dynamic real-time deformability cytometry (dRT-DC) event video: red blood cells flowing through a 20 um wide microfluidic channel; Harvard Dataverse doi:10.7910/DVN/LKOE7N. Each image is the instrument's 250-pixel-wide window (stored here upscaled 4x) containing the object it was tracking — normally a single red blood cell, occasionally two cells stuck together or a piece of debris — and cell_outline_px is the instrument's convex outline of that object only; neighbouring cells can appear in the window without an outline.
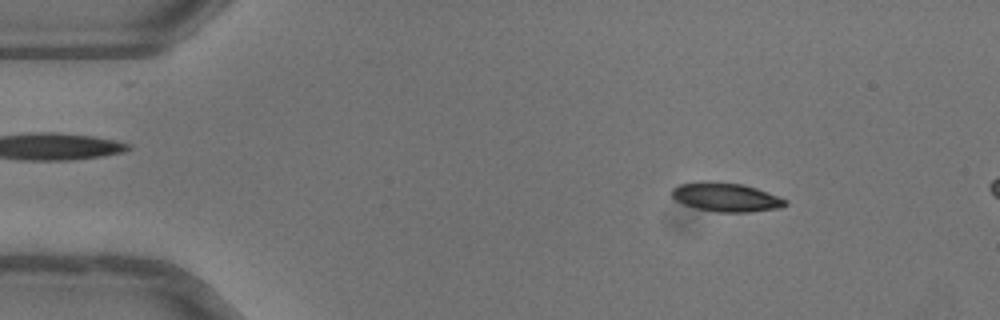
{"species": "common noctule bat (a hibernating species)", "species_latin": "Nyctalus noctula", "temperature_condition": "warm", "stored_images_in_passage": 50, "camera_frame_rate_fps": 3000, "um_per_image_px": 0.085, "animal": {"sex": "female"}, "frame": {"image": 1, "passage_image": 7, "time_ms": 2.0, "image_size_px": [1000, 320], "cell_outline_px": [[788, 204], [780, 208], [748, 212], [716, 212], [696, 208], [684, 204], [676, 200], [672, 196], [672, 188], [680, 184], [700, 180], [712, 180], [744, 184], [756, 188], [788, 200]], "centroid_in_image_um": [61.7, 16.74], "position_along_channel_um": 23.3, "area_um2": 19.36}}
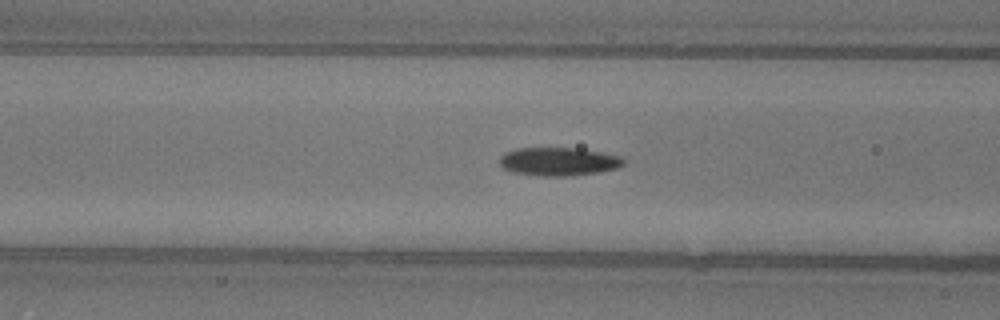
{"frame": {"image": 2, "passage_image": 20, "time_ms": 6.333, "image_size_px": [1000, 320], "cell_outline_px": [[624, 164], [616, 168], [596, 172], [572, 176], [540, 176], [512, 172], [504, 168], [500, 164], [500, 156], [504, 152], [516, 148], [576, 148], [600, 152], [620, 156], [624, 160]], "centroid_in_image_um": [47.44, 13.73], "position_along_channel_um": 119.2, "area_um2": 20.4}}
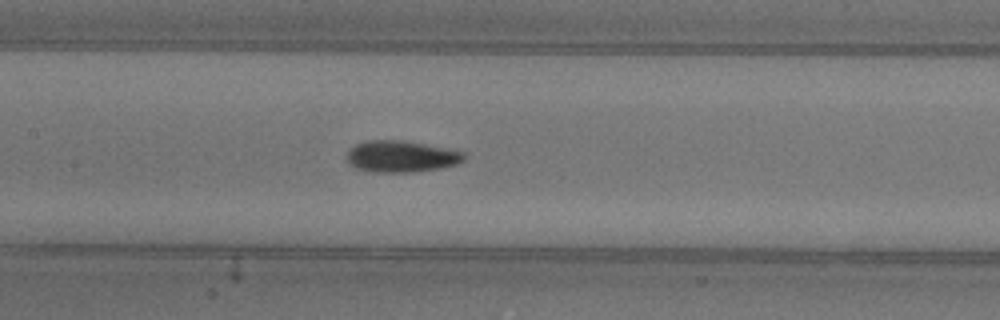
{"frame": {"image": 3, "passage_image": 24, "time_ms": 7.667, "image_size_px": [1000, 320], "cell_outline_px": [[464, 160], [456, 164], [440, 168], [412, 172], [372, 172], [356, 168], [348, 164], [348, 152], [356, 144], [364, 140], [404, 140], [448, 148], [464, 152]], "centroid_in_image_um": [34.1, 13.29], "position_along_channel_um": 173.3, "area_um2": 21.56}}